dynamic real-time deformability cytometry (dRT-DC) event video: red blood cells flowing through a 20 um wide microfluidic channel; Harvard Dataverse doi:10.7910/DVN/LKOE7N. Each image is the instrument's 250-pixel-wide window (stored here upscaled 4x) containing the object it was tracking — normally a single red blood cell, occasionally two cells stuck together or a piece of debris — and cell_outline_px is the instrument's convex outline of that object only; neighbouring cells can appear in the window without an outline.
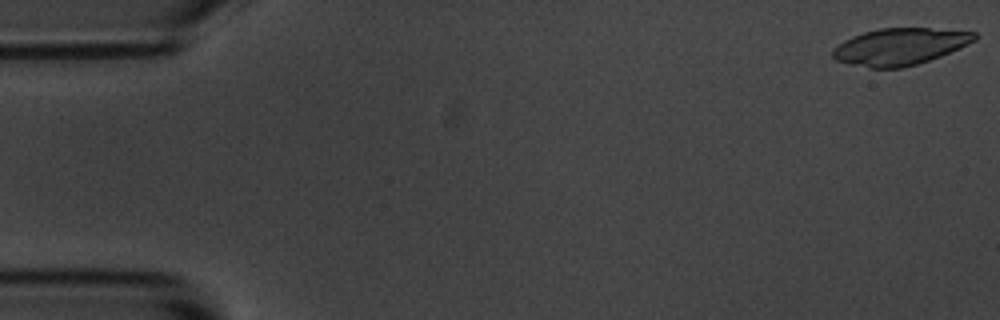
{"species": "common noctule bat (a hibernating species)", "species_latin": "Nyctalus noctula", "temperature_condition": "room temperature", "stored_images_in_passage": 5, "camera_frame_rate_fps": 3000, "um_per_image_px": 0.085, "animal": {"sex": "male", "body_mass_g": 20.1, "forearm_length_mm": 53.5}, "frame": {"image": 1, "passage_image": 1, "time_ms": 0.0, "image_size_px": [1000, 320], "cell_outline_px": [[976, 40], [968, 44], [940, 56], [904, 68], [868, 68], [836, 60], [832, 56], [832, 52], [844, 40], [852, 36], [864, 32], [880, 28], [928, 28], [976, 32]], "centroid_in_image_um": [76.49, 3.96], "position_along_channel_um": 8.5, "area_um2": 30.11}}